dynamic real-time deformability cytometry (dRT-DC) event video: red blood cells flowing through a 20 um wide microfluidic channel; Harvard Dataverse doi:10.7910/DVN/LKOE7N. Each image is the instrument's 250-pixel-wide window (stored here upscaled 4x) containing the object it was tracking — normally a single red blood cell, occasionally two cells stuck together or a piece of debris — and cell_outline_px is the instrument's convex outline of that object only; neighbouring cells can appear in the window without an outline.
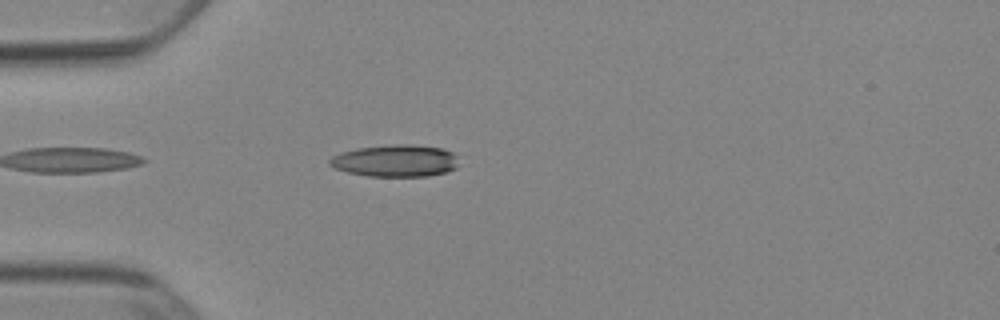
{"species": "Egyptian fruit bat (a non-hibernating species)", "species_latin": "Rousettus aegyptiacus", "temperature_condition": "cold", "stored_images_in_passage": 12, "camera_frame_rate_fps": 3000, "um_per_image_px": 0.085, "animal": {"sex": "female"}, "frame": {"image": 1, "passage_image": 4, "time_ms": 1.0, "image_size_px": [1000, 320], "cell_outline_px": [[456, 168], [448, 172], [428, 176], [368, 176], [348, 172], [336, 168], [328, 164], [328, 160], [332, 156], [340, 152], [356, 148], [396, 144], [408, 144], [444, 148], [452, 152], [456, 156]], "centroid_in_image_um": [33.6, 13.66], "position_along_channel_um": 51.4, "area_um2": 24.16}}
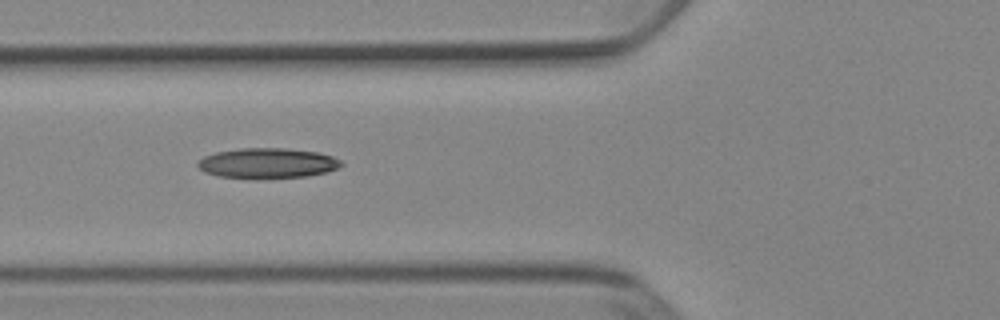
{"frame": {"image": 2, "passage_image": 9, "time_ms": 2.667, "image_size_px": [1000, 320], "cell_outline_px": [[344, 164], [328, 172], [308, 176], [220, 176], [204, 172], [196, 164], [204, 156], [216, 152], [240, 148], [284, 148], [316, 152], [332, 156], [340, 160]], "centroid_in_image_um": [22.75, 13.83], "position_along_channel_um": 103.0, "area_um2": 24.33}}